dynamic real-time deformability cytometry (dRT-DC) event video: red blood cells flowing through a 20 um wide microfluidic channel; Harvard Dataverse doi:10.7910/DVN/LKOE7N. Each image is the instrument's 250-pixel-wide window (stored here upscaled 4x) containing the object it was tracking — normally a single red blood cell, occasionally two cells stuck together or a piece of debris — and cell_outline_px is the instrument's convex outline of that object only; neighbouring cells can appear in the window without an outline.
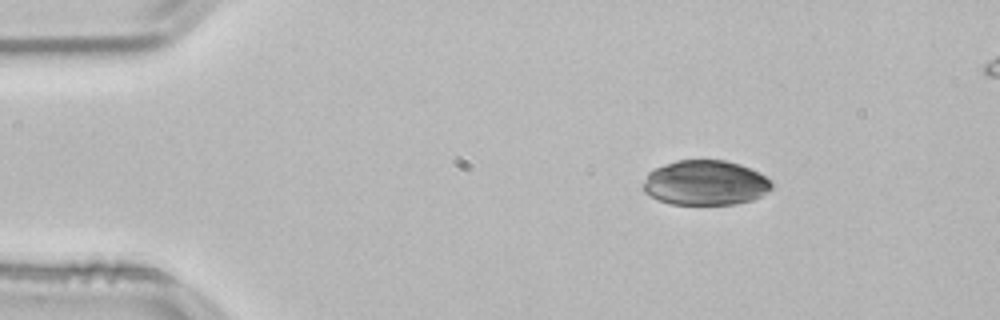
{"species": "common noctule bat (a hibernating species)", "species_latin": "Nyctalus noctula", "temperature_condition": "room temperature", "stored_images_in_passage": 53, "camera_frame_rate_fps": 3000, "um_per_image_px": 0.085, "animal": {"sex": "male", "body_mass_g": 21.5, "forearm_length_mm": 52.0}, "frame": {"image": 1, "passage_image": 8, "time_ms": 2.333, "image_size_px": [1000, 320], "cell_outline_px": [[772, 188], [768, 192], [752, 200], [736, 204], [672, 204], [660, 200], [644, 192], [644, 184], [648, 172], [664, 164], [676, 160], [724, 160], [740, 164], [764, 176], [772, 184]], "centroid_in_image_um": [59.95, 15.54], "position_along_channel_um": 25.1, "area_um2": 33.29}}
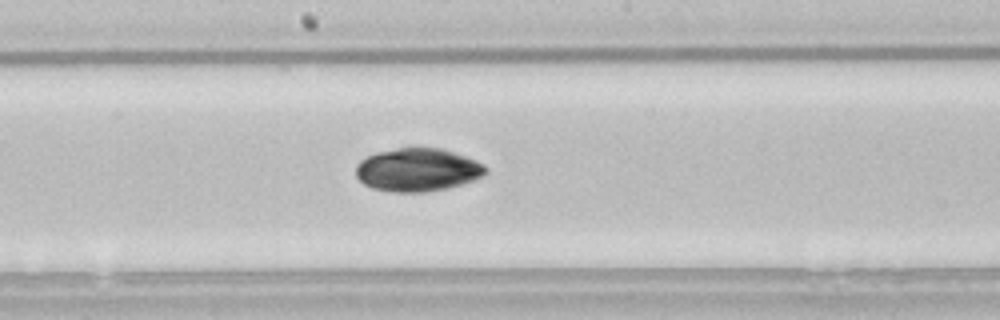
{"frame": {"image": 2, "passage_image": 28, "time_ms": 9.0, "image_size_px": [1000, 320], "cell_outline_px": [[488, 172], [472, 180], [448, 188], [424, 192], [388, 192], [372, 188], [364, 184], [356, 176], [356, 164], [360, 160], [376, 152], [412, 144], [420, 144], [444, 148], [476, 160], [484, 164], [488, 168]], "centroid_in_image_um": [35.48, 14.38], "position_along_channel_um": 212.7, "area_um2": 33.64}}